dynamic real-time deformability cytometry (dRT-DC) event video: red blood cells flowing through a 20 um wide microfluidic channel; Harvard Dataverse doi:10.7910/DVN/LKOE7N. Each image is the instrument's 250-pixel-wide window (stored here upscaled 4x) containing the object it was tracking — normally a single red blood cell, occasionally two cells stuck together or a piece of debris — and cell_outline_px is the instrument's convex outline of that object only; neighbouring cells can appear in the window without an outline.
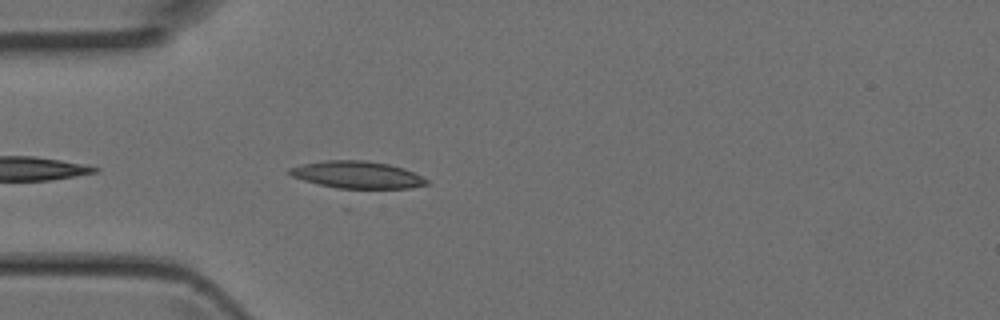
{"species": "Egyptian fruit bat (a non-hibernating species)", "species_latin": "Rousettus aegyptiacus", "temperature_condition": "room temperature", "stored_images_in_passage": 3, "camera_frame_rate_fps": 3000, "um_per_image_px": 0.085, "animal": {"sex": "female"}, "frame": {"image": 1, "passage_image": 3, "time_ms": 0.667, "image_size_px": [1000, 320], "cell_outline_px": [[428, 184], [408, 188], [348, 192], [344, 192], [304, 180], [292, 176], [288, 172], [288, 168], [300, 164], [324, 160], [364, 160], [388, 164], [404, 168], [428, 180]], "centroid_in_image_um": [30.32, 14.91], "position_along_channel_um": 54.7, "area_um2": 22.83}}